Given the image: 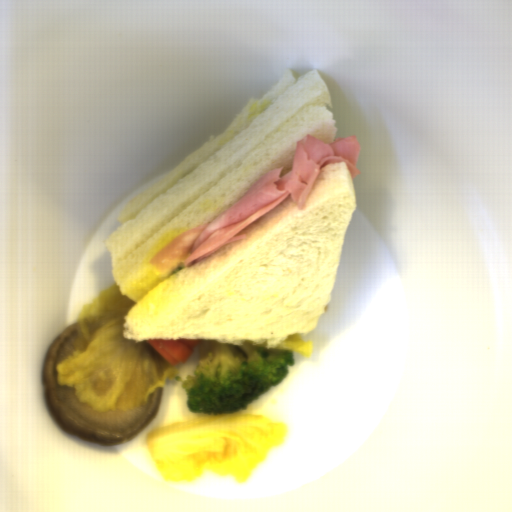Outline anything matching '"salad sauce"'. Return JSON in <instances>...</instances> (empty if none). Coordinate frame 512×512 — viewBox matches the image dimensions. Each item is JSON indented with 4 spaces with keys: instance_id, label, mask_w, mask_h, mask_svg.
Here are the masks:
<instances>
[{
    "instance_id": "obj_1",
    "label": "salad sauce",
    "mask_w": 512,
    "mask_h": 512,
    "mask_svg": "<svg viewBox=\"0 0 512 512\" xmlns=\"http://www.w3.org/2000/svg\"><path fill=\"white\" fill-rule=\"evenodd\" d=\"M186 230L189 229L181 226L162 234L147 251L136 278L122 286L121 294L135 302L128 309L125 318L138 320L151 317L163 311L178 296L180 286L176 280L177 272H171L182 261L166 271H158L155 266L150 265V260L166 244Z\"/></svg>"
}]
</instances>
